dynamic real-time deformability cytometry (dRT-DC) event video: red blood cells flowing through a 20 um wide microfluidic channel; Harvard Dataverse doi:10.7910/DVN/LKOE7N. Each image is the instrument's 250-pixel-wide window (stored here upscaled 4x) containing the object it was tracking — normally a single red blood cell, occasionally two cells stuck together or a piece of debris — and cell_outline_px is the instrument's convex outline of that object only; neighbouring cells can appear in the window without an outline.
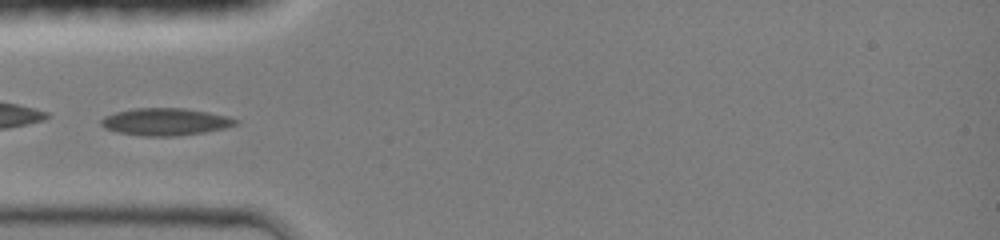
{"species": "common noctule bat (a hibernating species)", "species_latin": "Nyctalus noctula", "temperature_condition": "room temperature", "stored_images_in_passage": 12, "camera_frame_rate_fps": 3000, "um_per_image_px": 0.085, "animal": {"sex": "female", "body_mass_g": 19.0, "forearm_length_mm": 51.5}, "frame": {"image": 1, "passage_image": 10, "time_ms": 4.333, "image_size_px": [1000, 240], "cell_outline_px": [[240, 120], [236, 124], [224, 128], [204, 132], [176, 136], [144, 136], [116, 132], [104, 128], [100, 124], [100, 120], [104, 116], [116, 112], [132, 108], [184, 108], [208, 112], [228, 116]], "centroid_in_image_um": [14.03, 10.35], "position_along_channel_um": 71.0, "area_um2": 21.44}}